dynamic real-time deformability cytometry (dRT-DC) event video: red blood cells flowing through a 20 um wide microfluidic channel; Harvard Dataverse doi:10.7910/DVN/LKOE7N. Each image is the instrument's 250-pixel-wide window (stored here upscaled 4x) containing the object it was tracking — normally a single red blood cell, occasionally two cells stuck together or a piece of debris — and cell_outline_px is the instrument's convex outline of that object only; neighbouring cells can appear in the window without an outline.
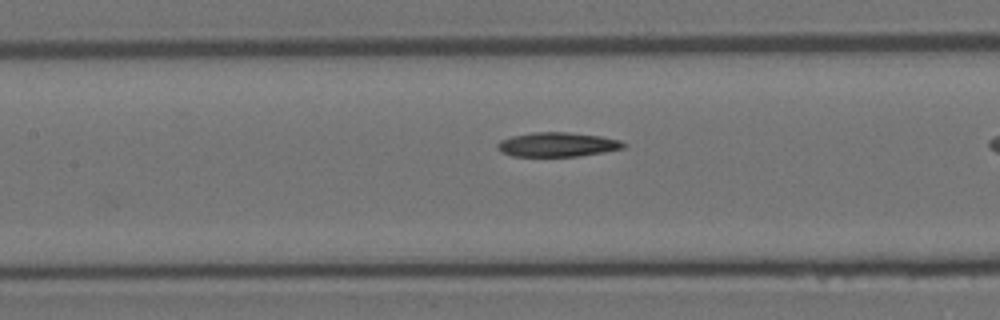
{"species": "Egyptian fruit bat (a non-hibernating species)", "species_latin": "Rousettus aegyptiacus", "temperature_condition": "room temperature", "stored_images_in_passage": 38, "camera_frame_rate_fps": 3000, "um_per_image_px": 0.085, "animal": {"sex": "female"}, "frame": {"image": 1, "passage_image": 8, "time_ms": 2.333, "image_size_px": [1000, 320], "cell_outline_px": [[628, 144], [624, 148], [604, 152], [576, 156], [512, 156], [500, 152], [496, 148], [496, 144], [500, 140], [512, 136], [532, 132], [568, 132], [600, 136], [620, 140]], "centroid_in_image_um": [47.36, 12.28], "position_along_channel_um": 160.0, "area_um2": 17.98}}
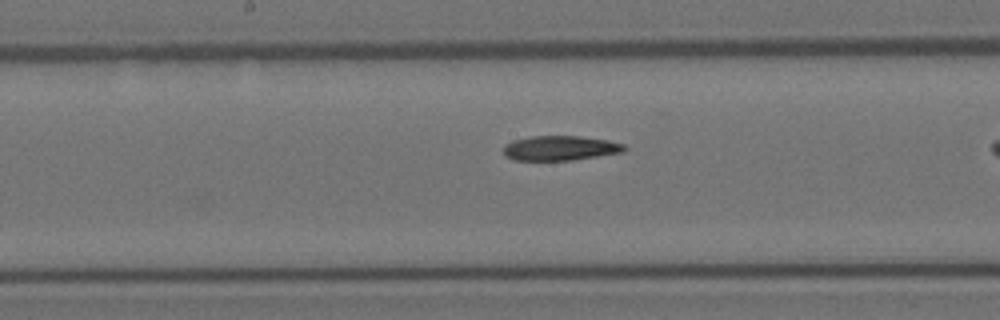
{"frame": {"image": 2, "passage_image": 11, "time_ms": 3.333, "image_size_px": [1000, 320], "cell_outline_px": [[628, 148], [624, 152], [572, 160], [512, 160], [504, 156], [504, 144], [512, 140], [532, 136], [580, 136], [608, 140], [624, 144]], "centroid_in_image_um": [47.61, 12.59], "position_along_channel_um": 200.6, "area_um2": 17.57}}